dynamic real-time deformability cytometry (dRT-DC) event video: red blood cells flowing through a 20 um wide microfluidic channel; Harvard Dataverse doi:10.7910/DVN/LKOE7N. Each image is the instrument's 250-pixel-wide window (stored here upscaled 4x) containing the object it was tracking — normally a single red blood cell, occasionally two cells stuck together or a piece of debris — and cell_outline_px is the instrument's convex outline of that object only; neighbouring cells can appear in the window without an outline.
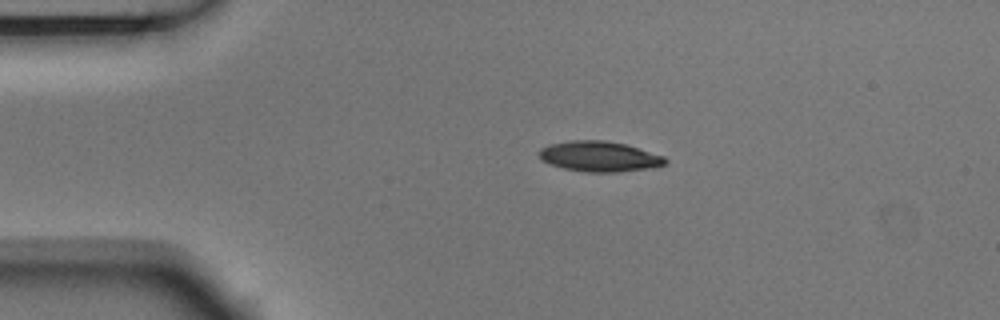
{"species": "Egyptian fruit bat (a non-hibernating species)", "species_latin": "Rousettus aegyptiacus", "temperature_condition": "room temperature", "stored_images_in_passage": 2, "camera_frame_rate_fps": 3000, "um_per_image_px": 0.085, "animal": {"sex": "male"}, "frame": {"image": 1, "passage_image": 1, "time_ms": 0.0, "image_size_px": [1000, 320], "cell_outline_px": [[668, 160], [664, 164], [652, 168], [616, 172], [588, 172], [564, 168], [540, 160], [536, 152], [540, 148], [548, 144], [568, 140], [604, 140], [624, 144], [664, 156]], "centroid_in_image_um": [50.89, 13.29], "position_along_channel_um": 34.1, "area_um2": 22.37}}